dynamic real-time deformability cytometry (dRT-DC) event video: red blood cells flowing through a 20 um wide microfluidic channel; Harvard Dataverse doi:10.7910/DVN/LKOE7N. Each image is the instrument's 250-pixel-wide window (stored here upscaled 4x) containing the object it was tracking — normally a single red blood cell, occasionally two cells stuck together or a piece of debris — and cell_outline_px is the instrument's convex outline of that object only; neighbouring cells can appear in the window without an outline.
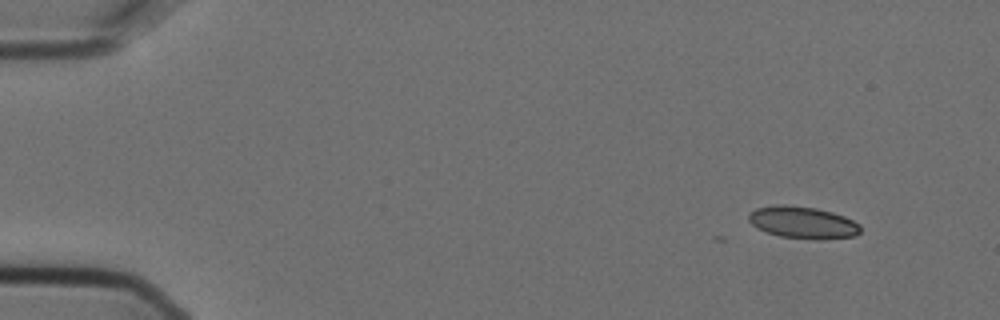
{"species": "Egyptian fruit bat (a non-hibernating species)", "species_latin": "Rousettus aegyptiacus", "temperature_condition": "cold", "stored_images_in_passage": 7, "camera_frame_rate_fps": 3000, "um_per_image_px": 0.085, "animal": {"sex": "female"}, "frame": {"image": 1, "passage_image": 1, "time_ms": 0.0, "image_size_px": [1000, 320], "cell_outline_px": [[860, 232], [856, 236], [820, 240], [780, 236], [756, 228], [748, 220], [748, 212], [756, 208], [776, 204], [784, 204], [816, 208], [832, 212], [844, 216], [860, 224]], "centroid_in_image_um": [68.23, 18.9], "position_along_channel_um": 16.8, "area_um2": 21.04}}
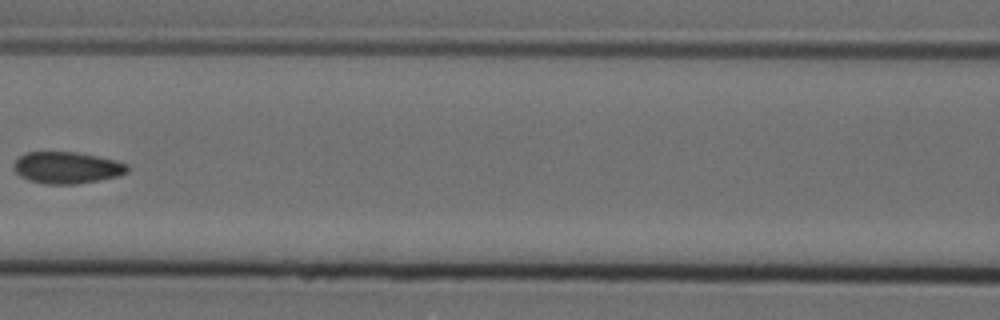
{"frame": {"image": 2, "passage_image": 6, "time_ms": 1.667, "image_size_px": [1000, 320], "cell_outline_px": [[128, 172], [116, 176], [76, 184], [48, 184], [28, 180], [20, 176], [16, 172], [12, 164], [20, 156], [28, 152], [76, 152], [96, 156], [128, 164]], "centroid_in_image_um": [5.65, 14.25], "position_along_channel_um": 161.0, "area_um2": 20.69}}
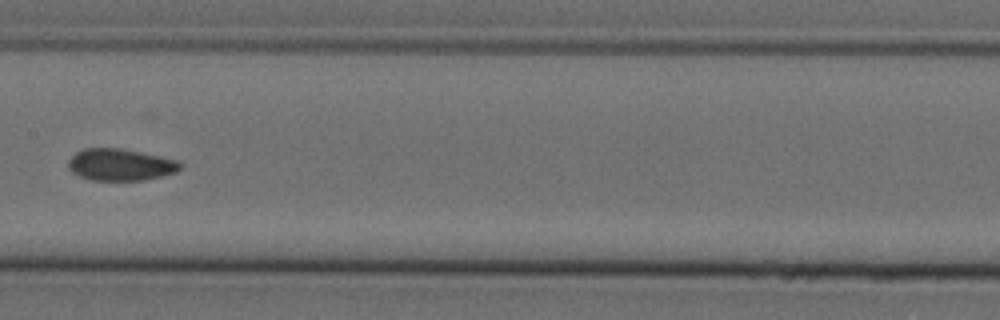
{"frame": {"image": 3, "passage_image": 7, "time_ms": 2.0, "image_size_px": [1000, 320], "cell_outline_px": [[184, 164], [176, 172], [144, 180], [92, 180], [80, 176], [72, 172], [68, 168], [68, 160], [76, 152], [84, 148], [120, 148], [180, 160]], "centroid_in_image_um": [10.25, 13.99], "position_along_channel_um": 197.2, "area_um2": 20.81}}